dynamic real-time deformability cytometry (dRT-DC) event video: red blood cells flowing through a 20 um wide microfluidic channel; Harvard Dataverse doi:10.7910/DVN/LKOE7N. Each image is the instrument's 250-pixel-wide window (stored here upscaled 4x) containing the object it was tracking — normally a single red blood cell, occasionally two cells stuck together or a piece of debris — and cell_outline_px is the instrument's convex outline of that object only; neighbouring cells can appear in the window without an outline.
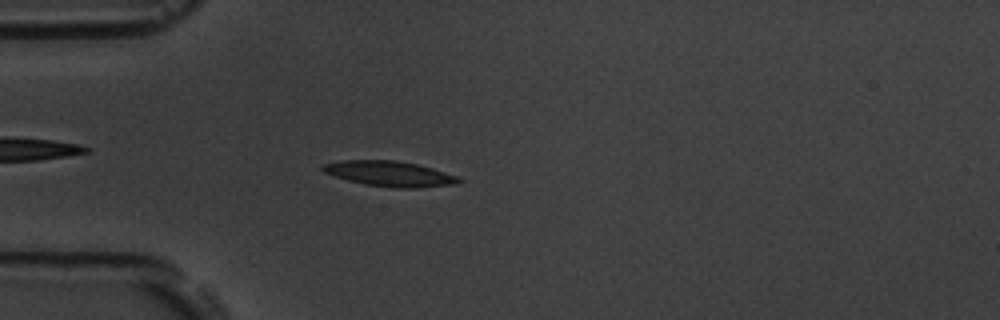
{"species": "common noctule bat (a hibernating species)", "species_latin": "Nyctalus noctula", "temperature_condition": "room temperature", "stored_images_in_passage": 54, "camera_frame_rate_fps": 3000, "um_per_image_px": 0.085, "animal": {"sex": "male", "body_mass_g": 19.5, "forearm_length_mm": 54.6}, "frame": {"image": 1, "passage_image": 15, "time_ms": 4.667, "image_size_px": [1000, 320], "cell_outline_px": [[464, 180], [456, 184], [416, 188], [396, 188], [364, 184], [348, 180], [324, 172], [320, 168], [320, 164], [340, 160], [396, 160], [416, 164], [432, 168], [456, 176]], "centroid_in_image_um": [33.09, 14.76], "position_along_channel_um": 51.9, "area_um2": 20.06}}
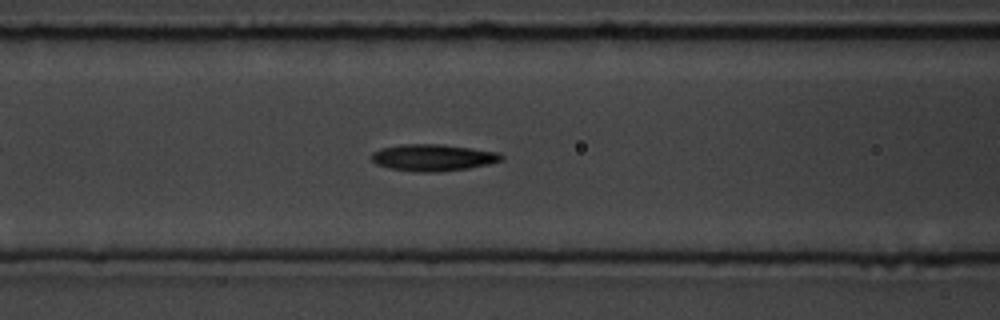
{"frame": {"image": 2, "passage_image": 22, "time_ms": 7.0, "image_size_px": [1000, 320], "cell_outline_px": [[504, 156], [500, 160], [488, 164], [468, 168], [440, 172], [420, 172], [388, 168], [376, 164], [372, 160], [372, 152], [380, 148], [400, 144], [444, 144], [496, 152]], "centroid_in_image_um": [36.75, 13.39], "position_along_channel_um": 129.8, "area_um2": 20.17}}
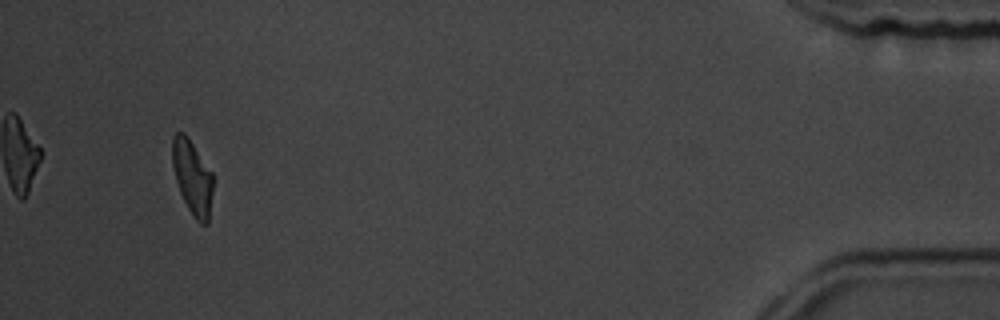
{"frame": {"image": 3, "passage_image": 51, "time_ms": 16.667, "image_size_px": [1000, 320], "cell_outline_px": [[212, 192], [208, 224], [200, 224], [196, 220], [188, 208], [180, 192], [176, 180], [172, 164], [172, 136], [176, 132], [184, 132], [212, 172]], "centroid_in_image_um": [16.34, 15.07], "position_along_channel_um": 418.9, "area_um2": 17.4}, "authors_computed_cell_mechanics": {"area_um2": 19.2185, "velocity_mm_per_s": 3.7679, "shape_relaxation_time_tau1_ms": 2.9024, "shape_relaxation_time_tau2_ms": 4.0794, "deformation_change_tau1": 0.1474, "deformation_change_tau2": 0.1115}}